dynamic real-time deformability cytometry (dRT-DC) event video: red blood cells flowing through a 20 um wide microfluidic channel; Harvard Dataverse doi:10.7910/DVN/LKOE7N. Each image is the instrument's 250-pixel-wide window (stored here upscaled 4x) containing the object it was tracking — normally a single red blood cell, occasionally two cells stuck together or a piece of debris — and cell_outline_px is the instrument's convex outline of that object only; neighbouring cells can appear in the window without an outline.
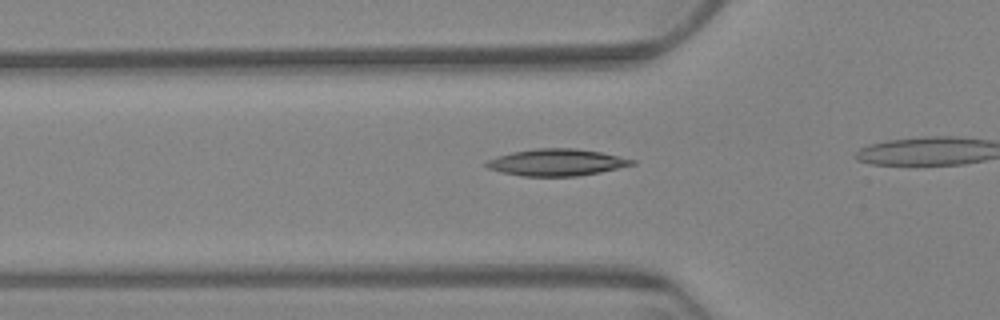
{"species": "Egyptian fruit bat (a non-hibernating species)", "species_latin": "Rousettus aegyptiacus", "temperature_condition": "warm", "stored_images_in_passage": 32, "camera_frame_rate_fps": 3000, "um_per_image_px": 0.085, "animal": {"sex": "female"}, "frame": {"image": 1, "passage_image": 4, "time_ms": 1.0, "image_size_px": [1000, 320], "cell_outline_px": [[636, 164], [600, 172], [576, 176], [520, 176], [500, 172], [488, 168], [484, 164], [488, 160], [512, 152], [536, 148], [576, 148], [600, 152], [636, 160]], "centroid_in_image_um": [47.32, 13.8], "position_along_channel_um": 78.5, "area_um2": 22.66}}
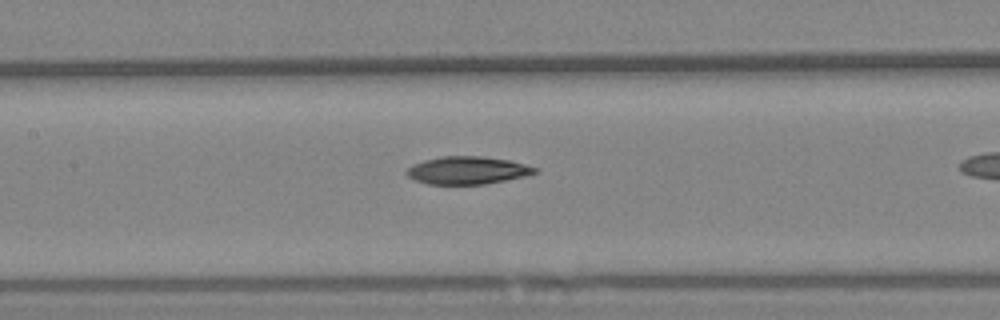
{"frame": {"image": 2, "passage_image": 12, "time_ms": 3.667, "image_size_px": [1000, 320], "cell_outline_px": [[540, 168], [536, 172], [528, 176], [484, 184], [428, 184], [416, 180], [408, 176], [404, 172], [412, 164], [424, 160], [440, 156], [480, 156], [508, 160]], "centroid_in_image_um": [39.74, 14.47], "position_along_channel_um": 167.7, "area_um2": 20.75}}
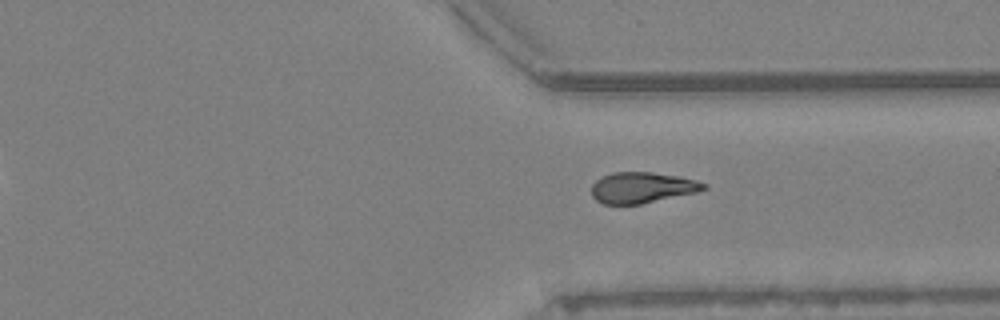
{"frame": {"image": 3, "passage_image": 29, "time_ms": 9.333, "image_size_px": [1000, 320], "cell_outline_px": [[708, 188], [696, 192], [640, 204], [604, 204], [596, 200], [592, 196], [592, 184], [596, 180], [612, 172], [652, 172], [680, 176], [696, 180], [708, 184]], "centroid_in_image_um": [54.59, 15.94], "position_along_channel_um": 356.8, "area_um2": 20.17}}